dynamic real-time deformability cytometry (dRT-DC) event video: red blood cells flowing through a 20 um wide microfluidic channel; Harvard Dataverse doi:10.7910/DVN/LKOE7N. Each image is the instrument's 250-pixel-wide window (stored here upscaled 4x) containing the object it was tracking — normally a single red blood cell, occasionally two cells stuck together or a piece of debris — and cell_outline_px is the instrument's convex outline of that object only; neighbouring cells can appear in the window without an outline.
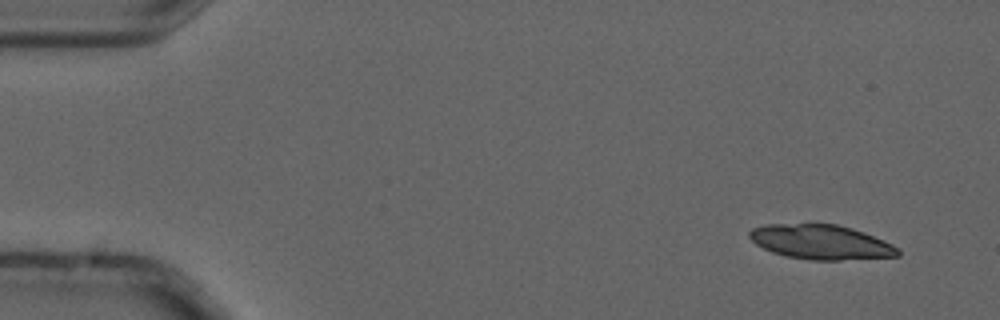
{"species": "common noctule bat (a hibernating species)", "species_latin": "Nyctalus noctula", "temperature_condition": "cold", "stored_images_in_passage": 4, "camera_frame_rate_fps": 3000, "um_per_image_px": 0.085, "animal": {"sex": "male", "forearm_length_mm": 52.5}, "frame": {"image": 1, "passage_image": 1, "time_ms": 0.0, "image_size_px": [1000, 320], "cell_outline_px": [[900, 256], [840, 260], [812, 260], [784, 256], [772, 252], [756, 244], [748, 236], [748, 232], [752, 228], [764, 224], [836, 224], [852, 228], [864, 232], [884, 240], [900, 248]], "centroid_in_image_um": [69.79, 20.57], "position_along_channel_um": 15.2, "area_um2": 30.06}}